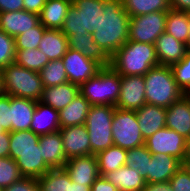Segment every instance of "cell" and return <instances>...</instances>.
<instances>
[{
    "mask_svg": "<svg viewBox=\"0 0 190 191\" xmlns=\"http://www.w3.org/2000/svg\"><path fill=\"white\" fill-rule=\"evenodd\" d=\"M103 14L92 36L95 43L111 57L129 40L130 16L122 0H105Z\"/></svg>",
    "mask_w": 190,
    "mask_h": 191,
    "instance_id": "1",
    "label": "cell"
},
{
    "mask_svg": "<svg viewBox=\"0 0 190 191\" xmlns=\"http://www.w3.org/2000/svg\"><path fill=\"white\" fill-rule=\"evenodd\" d=\"M110 66L120 76H144L159 66L155 45L128 40L111 56Z\"/></svg>",
    "mask_w": 190,
    "mask_h": 191,
    "instance_id": "2",
    "label": "cell"
},
{
    "mask_svg": "<svg viewBox=\"0 0 190 191\" xmlns=\"http://www.w3.org/2000/svg\"><path fill=\"white\" fill-rule=\"evenodd\" d=\"M146 103L168 108L181 99L185 93L176 84L171 66H156L145 75Z\"/></svg>",
    "mask_w": 190,
    "mask_h": 191,
    "instance_id": "3",
    "label": "cell"
},
{
    "mask_svg": "<svg viewBox=\"0 0 190 191\" xmlns=\"http://www.w3.org/2000/svg\"><path fill=\"white\" fill-rule=\"evenodd\" d=\"M121 90V76L111 67L98 73L79 87V93L91 105L116 106Z\"/></svg>",
    "mask_w": 190,
    "mask_h": 191,
    "instance_id": "4",
    "label": "cell"
},
{
    "mask_svg": "<svg viewBox=\"0 0 190 191\" xmlns=\"http://www.w3.org/2000/svg\"><path fill=\"white\" fill-rule=\"evenodd\" d=\"M105 0H72L64 24L60 29L63 34L87 35L96 30L100 15L103 14Z\"/></svg>",
    "mask_w": 190,
    "mask_h": 191,
    "instance_id": "5",
    "label": "cell"
},
{
    "mask_svg": "<svg viewBox=\"0 0 190 191\" xmlns=\"http://www.w3.org/2000/svg\"><path fill=\"white\" fill-rule=\"evenodd\" d=\"M4 94L40 101L44 90L39 72L15 63L1 70Z\"/></svg>",
    "mask_w": 190,
    "mask_h": 191,
    "instance_id": "6",
    "label": "cell"
},
{
    "mask_svg": "<svg viewBox=\"0 0 190 191\" xmlns=\"http://www.w3.org/2000/svg\"><path fill=\"white\" fill-rule=\"evenodd\" d=\"M115 106L91 105L85 121L89 134L91 154L106 150L114 145L112 139V120Z\"/></svg>",
    "mask_w": 190,
    "mask_h": 191,
    "instance_id": "7",
    "label": "cell"
},
{
    "mask_svg": "<svg viewBox=\"0 0 190 191\" xmlns=\"http://www.w3.org/2000/svg\"><path fill=\"white\" fill-rule=\"evenodd\" d=\"M111 129L113 143L116 146L129 150L145 144L136 111L115 108Z\"/></svg>",
    "mask_w": 190,
    "mask_h": 191,
    "instance_id": "8",
    "label": "cell"
},
{
    "mask_svg": "<svg viewBox=\"0 0 190 191\" xmlns=\"http://www.w3.org/2000/svg\"><path fill=\"white\" fill-rule=\"evenodd\" d=\"M167 13L156 11L130 17L129 40L155 44L157 38L165 32Z\"/></svg>",
    "mask_w": 190,
    "mask_h": 191,
    "instance_id": "9",
    "label": "cell"
},
{
    "mask_svg": "<svg viewBox=\"0 0 190 191\" xmlns=\"http://www.w3.org/2000/svg\"><path fill=\"white\" fill-rule=\"evenodd\" d=\"M187 139L176 131L167 127L156 131L148 139L145 145L152 154H168L181 162L185 158Z\"/></svg>",
    "mask_w": 190,
    "mask_h": 191,
    "instance_id": "10",
    "label": "cell"
},
{
    "mask_svg": "<svg viewBox=\"0 0 190 191\" xmlns=\"http://www.w3.org/2000/svg\"><path fill=\"white\" fill-rule=\"evenodd\" d=\"M61 60L66 69L68 82L79 87L102 68L97 62L70 48Z\"/></svg>",
    "mask_w": 190,
    "mask_h": 191,
    "instance_id": "11",
    "label": "cell"
},
{
    "mask_svg": "<svg viewBox=\"0 0 190 191\" xmlns=\"http://www.w3.org/2000/svg\"><path fill=\"white\" fill-rule=\"evenodd\" d=\"M146 104L144 76H121L116 108L136 111Z\"/></svg>",
    "mask_w": 190,
    "mask_h": 191,
    "instance_id": "12",
    "label": "cell"
},
{
    "mask_svg": "<svg viewBox=\"0 0 190 191\" xmlns=\"http://www.w3.org/2000/svg\"><path fill=\"white\" fill-rule=\"evenodd\" d=\"M66 160L91 155L89 134L85 125H74L59 129Z\"/></svg>",
    "mask_w": 190,
    "mask_h": 191,
    "instance_id": "13",
    "label": "cell"
},
{
    "mask_svg": "<svg viewBox=\"0 0 190 191\" xmlns=\"http://www.w3.org/2000/svg\"><path fill=\"white\" fill-rule=\"evenodd\" d=\"M64 169L74 183L92 185L100 176L96 155L74 157L66 161Z\"/></svg>",
    "mask_w": 190,
    "mask_h": 191,
    "instance_id": "14",
    "label": "cell"
},
{
    "mask_svg": "<svg viewBox=\"0 0 190 191\" xmlns=\"http://www.w3.org/2000/svg\"><path fill=\"white\" fill-rule=\"evenodd\" d=\"M166 127L186 139L190 138V94H185L166 108Z\"/></svg>",
    "mask_w": 190,
    "mask_h": 191,
    "instance_id": "15",
    "label": "cell"
},
{
    "mask_svg": "<svg viewBox=\"0 0 190 191\" xmlns=\"http://www.w3.org/2000/svg\"><path fill=\"white\" fill-rule=\"evenodd\" d=\"M39 23L38 14L25 10L0 12V29L14 38L34 28Z\"/></svg>",
    "mask_w": 190,
    "mask_h": 191,
    "instance_id": "16",
    "label": "cell"
},
{
    "mask_svg": "<svg viewBox=\"0 0 190 191\" xmlns=\"http://www.w3.org/2000/svg\"><path fill=\"white\" fill-rule=\"evenodd\" d=\"M182 166V162L168 154H153L148 160L146 183L165 182Z\"/></svg>",
    "mask_w": 190,
    "mask_h": 191,
    "instance_id": "17",
    "label": "cell"
},
{
    "mask_svg": "<svg viewBox=\"0 0 190 191\" xmlns=\"http://www.w3.org/2000/svg\"><path fill=\"white\" fill-rule=\"evenodd\" d=\"M156 57L159 65L172 66L181 61L187 54V46L166 32L155 42Z\"/></svg>",
    "mask_w": 190,
    "mask_h": 191,
    "instance_id": "18",
    "label": "cell"
},
{
    "mask_svg": "<svg viewBox=\"0 0 190 191\" xmlns=\"http://www.w3.org/2000/svg\"><path fill=\"white\" fill-rule=\"evenodd\" d=\"M136 118L143 139L146 140L156 131L166 127V108L146 103L136 110Z\"/></svg>",
    "mask_w": 190,
    "mask_h": 191,
    "instance_id": "19",
    "label": "cell"
},
{
    "mask_svg": "<svg viewBox=\"0 0 190 191\" xmlns=\"http://www.w3.org/2000/svg\"><path fill=\"white\" fill-rule=\"evenodd\" d=\"M39 145L43 160L51 169L64 168L67 160L60 131L41 135Z\"/></svg>",
    "mask_w": 190,
    "mask_h": 191,
    "instance_id": "20",
    "label": "cell"
},
{
    "mask_svg": "<svg viewBox=\"0 0 190 191\" xmlns=\"http://www.w3.org/2000/svg\"><path fill=\"white\" fill-rule=\"evenodd\" d=\"M9 157L15 160L21 176L25 178L38 179L51 169L43 160L40 145L39 151L9 153Z\"/></svg>",
    "mask_w": 190,
    "mask_h": 191,
    "instance_id": "21",
    "label": "cell"
},
{
    "mask_svg": "<svg viewBox=\"0 0 190 191\" xmlns=\"http://www.w3.org/2000/svg\"><path fill=\"white\" fill-rule=\"evenodd\" d=\"M37 101L10 96L11 131L30 130Z\"/></svg>",
    "mask_w": 190,
    "mask_h": 191,
    "instance_id": "22",
    "label": "cell"
},
{
    "mask_svg": "<svg viewBox=\"0 0 190 191\" xmlns=\"http://www.w3.org/2000/svg\"><path fill=\"white\" fill-rule=\"evenodd\" d=\"M68 48L81 52L87 58L97 62L101 67L110 66L111 57L95 43L91 34L69 35Z\"/></svg>",
    "mask_w": 190,
    "mask_h": 191,
    "instance_id": "23",
    "label": "cell"
},
{
    "mask_svg": "<svg viewBox=\"0 0 190 191\" xmlns=\"http://www.w3.org/2000/svg\"><path fill=\"white\" fill-rule=\"evenodd\" d=\"M59 129V112L49 105L37 101L30 130L41 136L59 131Z\"/></svg>",
    "mask_w": 190,
    "mask_h": 191,
    "instance_id": "24",
    "label": "cell"
},
{
    "mask_svg": "<svg viewBox=\"0 0 190 191\" xmlns=\"http://www.w3.org/2000/svg\"><path fill=\"white\" fill-rule=\"evenodd\" d=\"M78 94L79 86L65 82L57 86L45 87L40 102L59 112L70 104Z\"/></svg>",
    "mask_w": 190,
    "mask_h": 191,
    "instance_id": "25",
    "label": "cell"
},
{
    "mask_svg": "<svg viewBox=\"0 0 190 191\" xmlns=\"http://www.w3.org/2000/svg\"><path fill=\"white\" fill-rule=\"evenodd\" d=\"M104 177L119 191H142L146 184L140 172L127 165L106 173Z\"/></svg>",
    "mask_w": 190,
    "mask_h": 191,
    "instance_id": "26",
    "label": "cell"
},
{
    "mask_svg": "<svg viewBox=\"0 0 190 191\" xmlns=\"http://www.w3.org/2000/svg\"><path fill=\"white\" fill-rule=\"evenodd\" d=\"M72 0H47L39 19L46 29H61Z\"/></svg>",
    "mask_w": 190,
    "mask_h": 191,
    "instance_id": "27",
    "label": "cell"
},
{
    "mask_svg": "<svg viewBox=\"0 0 190 191\" xmlns=\"http://www.w3.org/2000/svg\"><path fill=\"white\" fill-rule=\"evenodd\" d=\"M38 49L49 61L61 60L68 50V37L60 29H46Z\"/></svg>",
    "mask_w": 190,
    "mask_h": 191,
    "instance_id": "28",
    "label": "cell"
},
{
    "mask_svg": "<svg viewBox=\"0 0 190 191\" xmlns=\"http://www.w3.org/2000/svg\"><path fill=\"white\" fill-rule=\"evenodd\" d=\"M91 104L79 93L73 101L59 111L60 128L84 125Z\"/></svg>",
    "mask_w": 190,
    "mask_h": 191,
    "instance_id": "29",
    "label": "cell"
},
{
    "mask_svg": "<svg viewBox=\"0 0 190 191\" xmlns=\"http://www.w3.org/2000/svg\"><path fill=\"white\" fill-rule=\"evenodd\" d=\"M126 153V149L116 145H112L106 150L98 152L96 158L100 176H104L106 173L125 166Z\"/></svg>",
    "mask_w": 190,
    "mask_h": 191,
    "instance_id": "30",
    "label": "cell"
},
{
    "mask_svg": "<svg viewBox=\"0 0 190 191\" xmlns=\"http://www.w3.org/2000/svg\"><path fill=\"white\" fill-rule=\"evenodd\" d=\"M190 13L170 9L167 13L165 32L177 40L187 43Z\"/></svg>",
    "mask_w": 190,
    "mask_h": 191,
    "instance_id": "31",
    "label": "cell"
},
{
    "mask_svg": "<svg viewBox=\"0 0 190 191\" xmlns=\"http://www.w3.org/2000/svg\"><path fill=\"white\" fill-rule=\"evenodd\" d=\"M122 5L130 17L171 9L168 0H122Z\"/></svg>",
    "mask_w": 190,
    "mask_h": 191,
    "instance_id": "32",
    "label": "cell"
},
{
    "mask_svg": "<svg viewBox=\"0 0 190 191\" xmlns=\"http://www.w3.org/2000/svg\"><path fill=\"white\" fill-rule=\"evenodd\" d=\"M39 137L31 130L11 131L9 153L39 151Z\"/></svg>",
    "mask_w": 190,
    "mask_h": 191,
    "instance_id": "33",
    "label": "cell"
},
{
    "mask_svg": "<svg viewBox=\"0 0 190 191\" xmlns=\"http://www.w3.org/2000/svg\"><path fill=\"white\" fill-rule=\"evenodd\" d=\"M37 181L41 191H69V174L64 168L50 169Z\"/></svg>",
    "mask_w": 190,
    "mask_h": 191,
    "instance_id": "34",
    "label": "cell"
},
{
    "mask_svg": "<svg viewBox=\"0 0 190 191\" xmlns=\"http://www.w3.org/2000/svg\"><path fill=\"white\" fill-rule=\"evenodd\" d=\"M14 63L29 70L40 72L48 63L47 56L37 49L16 50Z\"/></svg>",
    "mask_w": 190,
    "mask_h": 191,
    "instance_id": "35",
    "label": "cell"
},
{
    "mask_svg": "<svg viewBox=\"0 0 190 191\" xmlns=\"http://www.w3.org/2000/svg\"><path fill=\"white\" fill-rule=\"evenodd\" d=\"M39 74L44 88L68 82L66 69L62 60L49 61Z\"/></svg>",
    "mask_w": 190,
    "mask_h": 191,
    "instance_id": "36",
    "label": "cell"
},
{
    "mask_svg": "<svg viewBox=\"0 0 190 191\" xmlns=\"http://www.w3.org/2000/svg\"><path fill=\"white\" fill-rule=\"evenodd\" d=\"M152 153L145 144L127 150L126 165L132 169L138 170L145 178L147 176L148 160H151Z\"/></svg>",
    "mask_w": 190,
    "mask_h": 191,
    "instance_id": "37",
    "label": "cell"
},
{
    "mask_svg": "<svg viewBox=\"0 0 190 191\" xmlns=\"http://www.w3.org/2000/svg\"><path fill=\"white\" fill-rule=\"evenodd\" d=\"M46 28L39 23L34 28L15 37V50L37 49Z\"/></svg>",
    "mask_w": 190,
    "mask_h": 191,
    "instance_id": "38",
    "label": "cell"
},
{
    "mask_svg": "<svg viewBox=\"0 0 190 191\" xmlns=\"http://www.w3.org/2000/svg\"><path fill=\"white\" fill-rule=\"evenodd\" d=\"M22 178L18 165L10 157H0V188L10 186Z\"/></svg>",
    "mask_w": 190,
    "mask_h": 191,
    "instance_id": "39",
    "label": "cell"
},
{
    "mask_svg": "<svg viewBox=\"0 0 190 191\" xmlns=\"http://www.w3.org/2000/svg\"><path fill=\"white\" fill-rule=\"evenodd\" d=\"M176 84L185 94H190V52L176 64L171 66Z\"/></svg>",
    "mask_w": 190,
    "mask_h": 191,
    "instance_id": "40",
    "label": "cell"
},
{
    "mask_svg": "<svg viewBox=\"0 0 190 191\" xmlns=\"http://www.w3.org/2000/svg\"><path fill=\"white\" fill-rule=\"evenodd\" d=\"M15 38L0 29V70L15 60Z\"/></svg>",
    "mask_w": 190,
    "mask_h": 191,
    "instance_id": "41",
    "label": "cell"
},
{
    "mask_svg": "<svg viewBox=\"0 0 190 191\" xmlns=\"http://www.w3.org/2000/svg\"><path fill=\"white\" fill-rule=\"evenodd\" d=\"M169 182L173 191H190V175L183 166L176 171Z\"/></svg>",
    "mask_w": 190,
    "mask_h": 191,
    "instance_id": "42",
    "label": "cell"
},
{
    "mask_svg": "<svg viewBox=\"0 0 190 191\" xmlns=\"http://www.w3.org/2000/svg\"><path fill=\"white\" fill-rule=\"evenodd\" d=\"M2 191H41L37 179L22 177Z\"/></svg>",
    "mask_w": 190,
    "mask_h": 191,
    "instance_id": "43",
    "label": "cell"
},
{
    "mask_svg": "<svg viewBox=\"0 0 190 191\" xmlns=\"http://www.w3.org/2000/svg\"><path fill=\"white\" fill-rule=\"evenodd\" d=\"M0 124L4 130L11 132L10 121V95H0Z\"/></svg>",
    "mask_w": 190,
    "mask_h": 191,
    "instance_id": "44",
    "label": "cell"
},
{
    "mask_svg": "<svg viewBox=\"0 0 190 191\" xmlns=\"http://www.w3.org/2000/svg\"><path fill=\"white\" fill-rule=\"evenodd\" d=\"M91 191H119L104 176H99L91 186Z\"/></svg>",
    "mask_w": 190,
    "mask_h": 191,
    "instance_id": "45",
    "label": "cell"
},
{
    "mask_svg": "<svg viewBox=\"0 0 190 191\" xmlns=\"http://www.w3.org/2000/svg\"><path fill=\"white\" fill-rule=\"evenodd\" d=\"M23 0H0V12L23 10Z\"/></svg>",
    "mask_w": 190,
    "mask_h": 191,
    "instance_id": "46",
    "label": "cell"
},
{
    "mask_svg": "<svg viewBox=\"0 0 190 191\" xmlns=\"http://www.w3.org/2000/svg\"><path fill=\"white\" fill-rule=\"evenodd\" d=\"M47 0H23V10L40 14Z\"/></svg>",
    "mask_w": 190,
    "mask_h": 191,
    "instance_id": "47",
    "label": "cell"
},
{
    "mask_svg": "<svg viewBox=\"0 0 190 191\" xmlns=\"http://www.w3.org/2000/svg\"><path fill=\"white\" fill-rule=\"evenodd\" d=\"M142 191H173L169 181L146 183Z\"/></svg>",
    "mask_w": 190,
    "mask_h": 191,
    "instance_id": "48",
    "label": "cell"
},
{
    "mask_svg": "<svg viewBox=\"0 0 190 191\" xmlns=\"http://www.w3.org/2000/svg\"><path fill=\"white\" fill-rule=\"evenodd\" d=\"M10 132L0 134V157H9Z\"/></svg>",
    "mask_w": 190,
    "mask_h": 191,
    "instance_id": "49",
    "label": "cell"
},
{
    "mask_svg": "<svg viewBox=\"0 0 190 191\" xmlns=\"http://www.w3.org/2000/svg\"><path fill=\"white\" fill-rule=\"evenodd\" d=\"M170 8L190 13V0H168Z\"/></svg>",
    "mask_w": 190,
    "mask_h": 191,
    "instance_id": "50",
    "label": "cell"
},
{
    "mask_svg": "<svg viewBox=\"0 0 190 191\" xmlns=\"http://www.w3.org/2000/svg\"><path fill=\"white\" fill-rule=\"evenodd\" d=\"M91 186L92 185L74 183L69 176V191H91Z\"/></svg>",
    "mask_w": 190,
    "mask_h": 191,
    "instance_id": "51",
    "label": "cell"
},
{
    "mask_svg": "<svg viewBox=\"0 0 190 191\" xmlns=\"http://www.w3.org/2000/svg\"><path fill=\"white\" fill-rule=\"evenodd\" d=\"M182 166L190 175V159H184L182 162Z\"/></svg>",
    "mask_w": 190,
    "mask_h": 191,
    "instance_id": "52",
    "label": "cell"
},
{
    "mask_svg": "<svg viewBox=\"0 0 190 191\" xmlns=\"http://www.w3.org/2000/svg\"><path fill=\"white\" fill-rule=\"evenodd\" d=\"M184 159H190V138L187 139L185 158Z\"/></svg>",
    "mask_w": 190,
    "mask_h": 191,
    "instance_id": "53",
    "label": "cell"
},
{
    "mask_svg": "<svg viewBox=\"0 0 190 191\" xmlns=\"http://www.w3.org/2000/svg\"><path fill=\"white\" fill-rule=\"evenodd\" d=\"M186 46H187V51L190 52V19H189V36L187 39Z\"/></svg>",
    "mask_w": 190,
    "mask_h": 191,
    "instance_id": "54",
    "label": "cell"
},
{
    "mask_svg": "<svg viewBox=\"0 0 190 191\" xmlns=\"http://www.w3.org/2000/svg\"><path fill=\"white\" fill-rule=\"evenodd\" d=\"M4 94V90H3V81H2V74H1V70H0V95Z\"/></svg>",
    "mask_w": 190,
    "mask_h": 191,
    "instance_id": "55",
    "label": "cell"
},
{
    "mask_svg": "<svg viewBox=\"0 0 190 191\" xmlns=\"http://www.w3.org/2000/svg\"><path fill=\"white\" fill-rule=\"evenodd\" d=\"M6 132L3 128V126L0 124V134Z\"/></svg>",
    "mask_w": 190,
    "mask_h": 191,
    "instance_id": "56",
    "label": "cell"
}]
</instances>
